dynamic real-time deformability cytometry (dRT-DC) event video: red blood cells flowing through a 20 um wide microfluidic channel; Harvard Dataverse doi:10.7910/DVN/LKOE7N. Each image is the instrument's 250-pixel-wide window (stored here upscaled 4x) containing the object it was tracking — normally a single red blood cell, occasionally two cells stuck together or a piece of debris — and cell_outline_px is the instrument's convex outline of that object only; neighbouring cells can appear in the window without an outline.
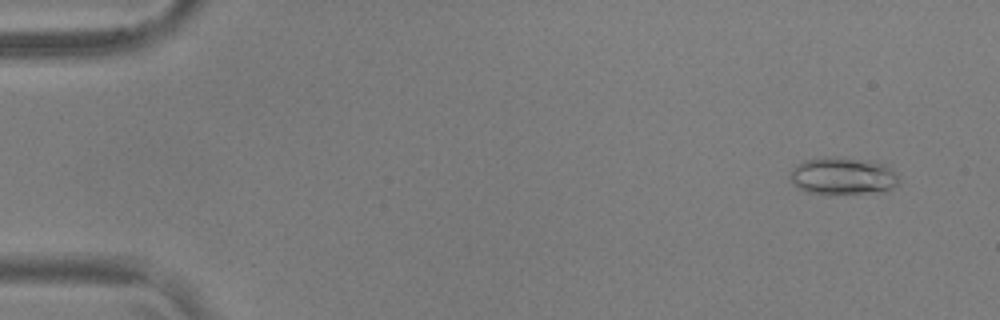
{"species": "common noctule bat (a hibernating species)", "species_latin": "Nyctalus noctula", "temperature_condition": "warm", "stored_images_in_passage": 55, "camera_frame_rate_fps": 3000, "um_per_image_px": 0.085, "animal": {"sex": "male", "body_mass_g": 17.9, "forearm_length_mm": 54.2}, "frame": {"image": 1, "passage_image": 4, "time_ms": 1.0, "image_size_px": [1000, 320], "cell_outline_px": [[900, 180], [888, 192], [808, 192], [792, 184], [788, 176], [792, 168], [796, 164], [804, 160], [824, 156], [836, 156], [872, 160], [888, 164], [896, 172]], "centroid_in_image_um": [71.67, 14.9], "position_along_channel_um": 13.3, "area_um2": 23.93}}
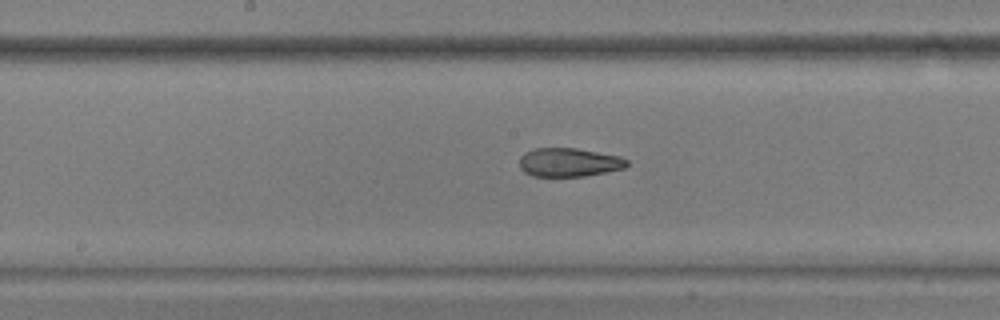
{"frame": {"image": 2, "passage_image": 29, "time_ms": 9.333, "image_size_px": [1000, 320], "cell_outline_px": [[628, 164], [624, 168], [584, 176], [532, 176], [524, 172], [520, 168], [520, 156], [524, 152], [536, 148], [576, 148], [620, 156], [628, 160]], "centroid_in_image_um": [48.34, 13.79], "position_along_channel_um": 199.9, "area_um2": 17.92}}
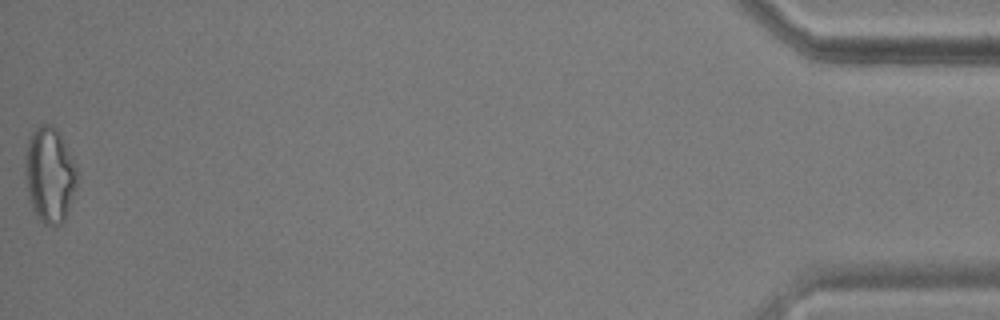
{"frame": {"image": 3, "passage_image": 55, "time_ms": 18.0, "image_size_px": [1000, 320], "cell_outline_px": [[76, 184], [64, 220], [60, 224], [44, 224], [40, 220], [32, 208], [28, 200], [24, 176], [24, 156], [28, 140], [32, 132], [40, 124], [52, 124], [56, 128], [76, 168]], "centroid_in_image_um": [4.15, 14.85], "position_along_channel_um": 431.1, "area_um2": 28.55}, "authors_computed_cell_mechanics": {"area_um2": 19.8832, "velocity_mm_per_s": 3.7172, "shape_relaxation_time_tau1_ms": 7.2037, "shape_relaxation_time_tau2_ms": 2.2445, "deformation_change_tau1": 0.2277, "deformation_change_tau2": 0.1075}}